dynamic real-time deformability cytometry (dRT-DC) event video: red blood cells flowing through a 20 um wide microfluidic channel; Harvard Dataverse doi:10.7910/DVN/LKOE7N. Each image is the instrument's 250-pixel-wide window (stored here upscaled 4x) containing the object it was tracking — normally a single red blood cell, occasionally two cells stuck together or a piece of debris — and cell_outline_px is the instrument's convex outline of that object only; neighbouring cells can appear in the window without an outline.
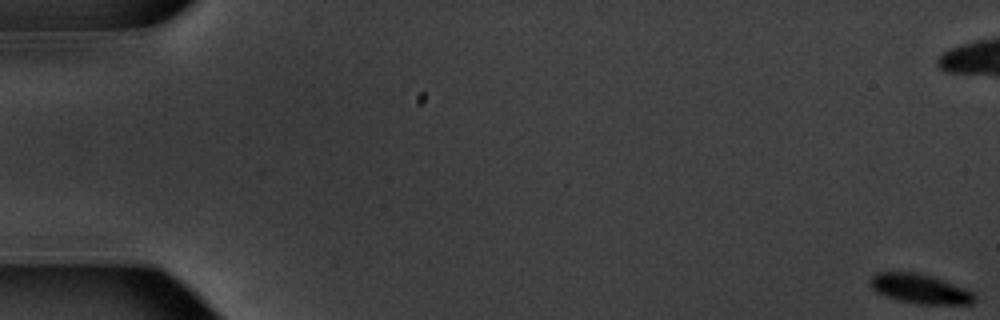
{"species": "common noctule bat (a hibernating species)", "species_latin": "Nyctalus noctula", "temperature_condition": "warm", "stored_images_in_passage": 57, "camera_frame_rate_fps": 3000, "um_per_image_px": 0.085, "animal": {"sex": "male", "body_mass_g": 20.1, "forearm_length_mm": 53.5}, "frame": {"image": 1, "passage_image": 1, "time_ms": 0.0, "image_size_px": [1000, 320], "cell_outline_px": [[976, 300], [972, 304], [916, 304], [884, 296], [876, 292], [868, 284], [868, 280], [876, 272], [912, 272], [932, 276], [944, 280], [964, 288], [972, 292], [976, 296]], "centroid_in_image_um": [78.17, 24.55], "position_along_channel_um": 6.8, "area_um2": 18.03}}
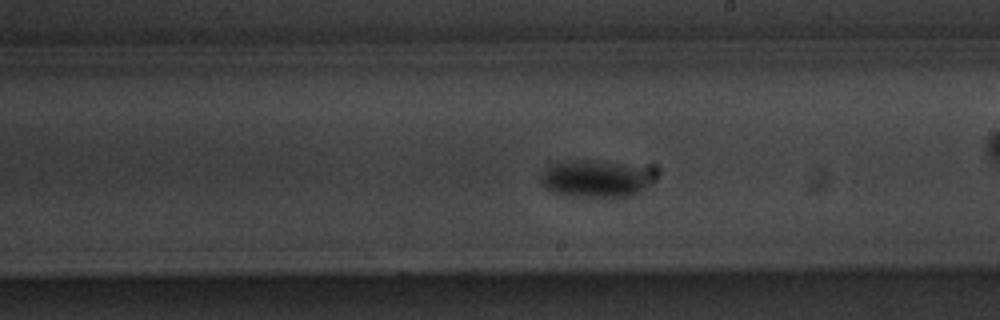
{"frame": {"image": 2, "passage_image": 33, "time_ms": 10.667, "image_size_px": [1000, 320], "cell_outline_px": [[644, 188], [640, 192], [632, 196], [564, 196], [544, 188], [540, 184], [540, 176], [548, 168], [556, 164], [568, 160], [596, 160], [624, 164], [636, 168], [640, 172], [644, 180]], "centroid_in_image_um": [50.36, 15.21], "position_along_channel_um": 238.6, "area_um2": 23.0}}
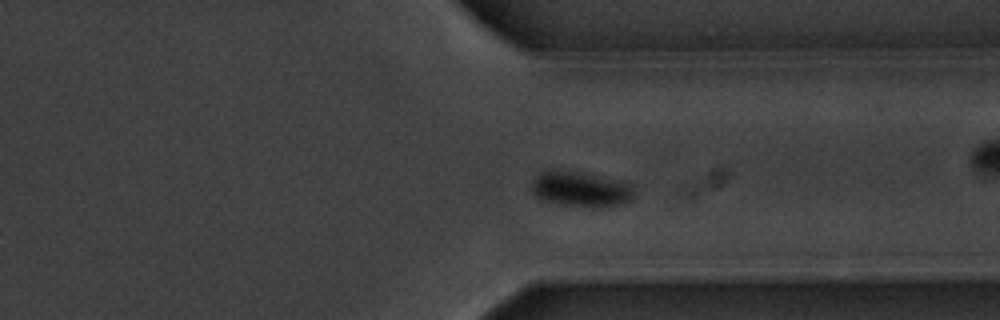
{"frame": {"image": 3, "passage_image": 43, "time_ms": 14.0, "image_size_px": [1000, 320], "cell_outline_px": [[632, 196], [628, 200], [620, 204], [600, 208], [596, 208], [560, 204], [544, 200], [536, 196], [532, 192], [532, 180], [540, 172], [580, 172], [628, 184], [632, 188]], "centroid_in_image_um": [49.31, 16.12], "position_along_channel_um": 362.1, "area_um2": 20.17}, "authors_computed_cell_mechanics": {"area_um2": 19.7098, "velocity_mm_per_s": 3.7064, "shape_relaxation_time_tau1_ms": 1.4267, "shape_relaxation_time_tau2_ms": null, "deformation_change_tau1": 0.1195, "deformation_change_tau2": null}}